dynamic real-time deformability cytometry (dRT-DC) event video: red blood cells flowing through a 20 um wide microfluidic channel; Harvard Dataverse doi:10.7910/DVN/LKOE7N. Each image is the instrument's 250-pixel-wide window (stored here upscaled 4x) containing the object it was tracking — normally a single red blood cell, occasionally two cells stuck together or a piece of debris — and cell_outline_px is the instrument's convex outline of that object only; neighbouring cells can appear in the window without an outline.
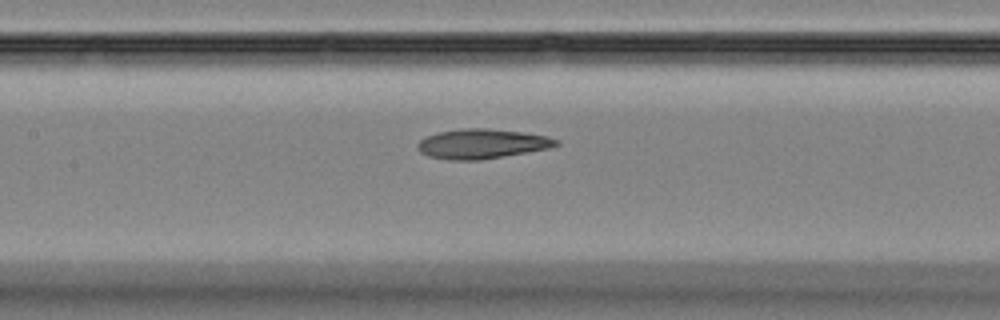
{"species": "Egyptian fruit bat (a non-hibernating species)", "species_latin": "Rousettus aegyptiacus", "temperature_condition": "room temperature", "stored_images_in_passage": 27, "camera_frame_rate_fps": 3000, "um_per_image_px": 0.085, "animal": {"sex": "female"}, "frame": {"image": 1, "passage_image": 9, "time_ms": 2.667, "image_size_px": [1000, 320], "cell_outline_px": [[560, 144], [548, 148], [480, 160], [448, 160], [428, 156], [420, 152], [416, 148], [416, 144], [420, 140], [428, 136], [440, 132], [460, 128], [488, 128], [520, 132], [548, 136], [560, 140]], "centroid_in_image_um": [40.94, 12.22], "position_along_channel_um": 166.5, "area_um2": 23.87}}
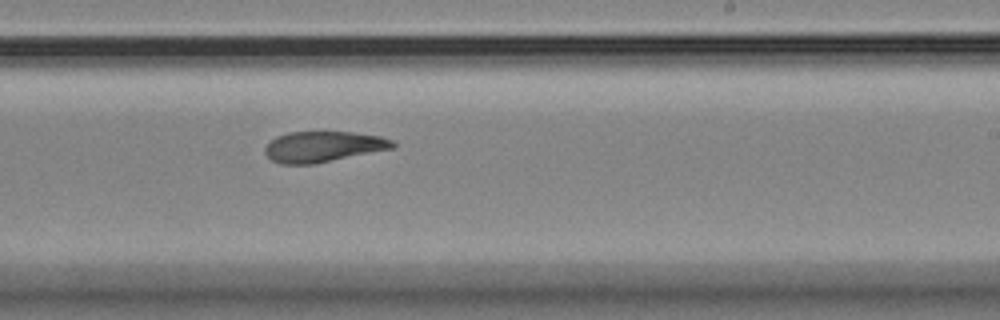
{"frame": {"image": 2, "passage_image": 16, "time_ms": 5.0, "image_size_px": [1000, 320], "cell_outline_px": [[396, 148], [316, 164], [280, 164], [272, 160], [264, 152], [264, 148], [276, 136], [288, 132], [352, 132], [380, 136], [392, 140], [396, 144]], "centroid_in_image_um": [27.5, 12.47], "position_along_channel_um": 261.5, "area_um2": 23.06}}
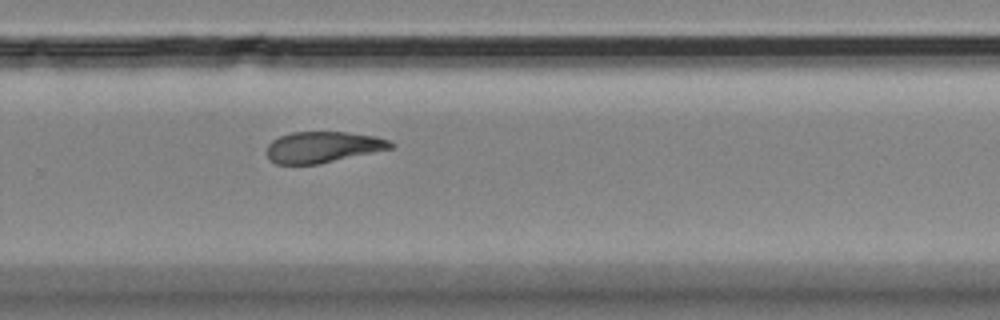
{"frame": {"image": 3, "passage_image": 19, "time_ms": 6.0, "image_size_px": [1000, 320], "cell_outline_px": [[396, 144], [392, 148], [320, 164], [276, 164], [268, 160], [268, 144], [272, 140], [280, 136], [292, 132], [348, 132], [376, 136], [388, 140]], "centroid_in_image_um": [27.45, 12.5], "position_along_channel_um": 302.4, "area_um2": 22.48}}